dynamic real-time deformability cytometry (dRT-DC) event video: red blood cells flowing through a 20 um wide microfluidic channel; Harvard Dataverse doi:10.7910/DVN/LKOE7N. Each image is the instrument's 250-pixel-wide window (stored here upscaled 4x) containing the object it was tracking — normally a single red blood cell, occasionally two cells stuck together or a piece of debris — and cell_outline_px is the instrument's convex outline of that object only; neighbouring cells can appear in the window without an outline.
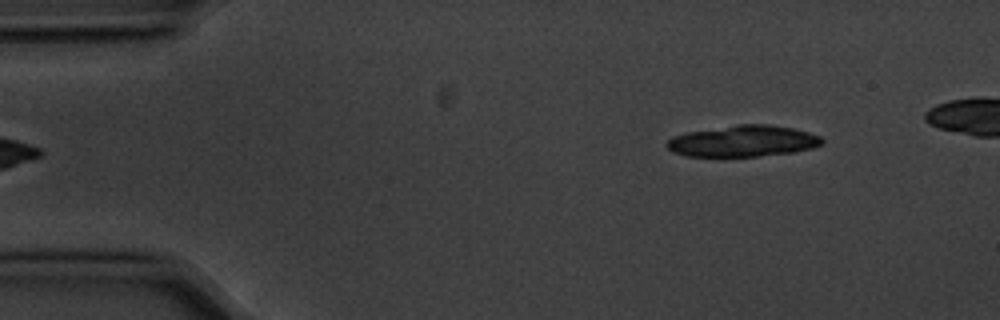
{"species": "common noctule bat (a hibernating species)", "species_latin": "Nyctalus noctula", "temperature_condition": "cold", "stored_images_in_passage": 4, "segment_of_instrument_passage": [2, 2], "camera_frame_rate_fps": 3000, "um_per_image_px": 0.085, "animal": {"sex": "male", "body_mass_g": 20.1, "forearm_length_mm": 53.5}, "frame": {"image": 1, "passage_image": 4, "time_ms": 1.0, "image_size_px": [1000, 320], "cell_outline_px": [[824, 144], [812, 148], [792, 152], [756, 156], [688, 156], [672, 152], [664, 144], [672, 136], [688, 132], [736, 124], [768, 124], [792, 128], [808, 132], [820, 136], [824, 140]], "centroid_in_image_um": [63.15, 11.99], "position_along_channel_um": 21.8, "area_um2": 28.26}}